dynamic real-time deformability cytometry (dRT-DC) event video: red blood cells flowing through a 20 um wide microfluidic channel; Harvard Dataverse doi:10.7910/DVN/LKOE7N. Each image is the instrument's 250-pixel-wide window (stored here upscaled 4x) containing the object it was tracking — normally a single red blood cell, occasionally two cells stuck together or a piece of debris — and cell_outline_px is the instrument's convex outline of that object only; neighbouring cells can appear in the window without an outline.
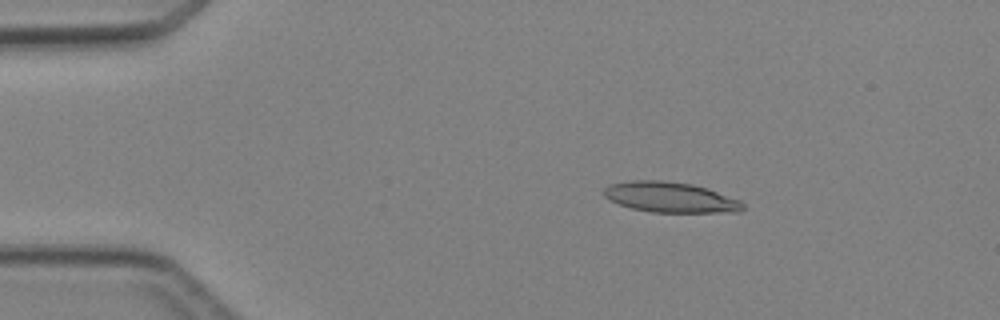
{"species": "Egyptian fruit bat (a non-hibernating species)", "species_latin": "Rousettus aegyptiacus", "temperature_condition": "cold", "stored_images_in_passage": 3, "camera_frame_rate_fps": 3000, "um_per_image_px": 0.085, "animal": {"sex": "female"}, "frame": {"image": 1, "passage_image": 2, "time_ms": 1.333, "image_size_px": [1000, 320], "cell_outline_px": [[744, 208], [740, 212], [652, 212], [632, 208], [608, 200], [604, 196], [604, 188], [608, 184], [632, 180], [664, 180], [692, 184], [708, 188], [740, 200], [744, 204]], "centroid_in_image_um": [56.98, 16.76], "position_along_channel_um": 28.0, "area_um2": 24.74}}